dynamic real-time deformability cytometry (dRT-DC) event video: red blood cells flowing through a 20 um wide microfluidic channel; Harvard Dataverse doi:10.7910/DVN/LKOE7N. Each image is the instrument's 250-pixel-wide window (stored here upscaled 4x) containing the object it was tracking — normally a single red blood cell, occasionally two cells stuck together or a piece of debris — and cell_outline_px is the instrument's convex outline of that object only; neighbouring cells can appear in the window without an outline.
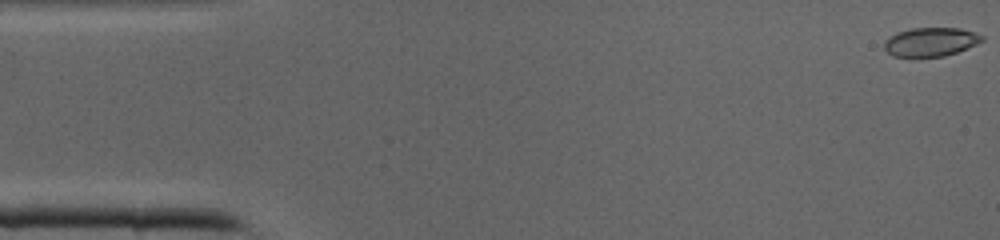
{"species": "common noctule bat (a hibernating species)", "species_latin": "Nyctalus noctula", "temperature_condition": "cold", "stored_images_in_passage": 41, "camera_frame_rate_fps": 3000, "um_per_image_px": 0.085, "animal": {"sex": "male", "body_mass_g": 19.0, "forearm_length_mm": 50.8}, "frame": {"image": 1, "passage_image": 1, "time_ms": 0.0, "image_size_px": [1000, 240], "cell_outline_px": [[984, 40], [976, 44], [956, 52], [944, 56], [892, 56], [884, 48], [884, 40], [896, 32], [912, 28], [960, 28], [976, 32], [984, 36]], "centroid_in_image_um": [79.11, 3.54], "position_along_channel_um": 5.9, "area_um2": 16.36}}
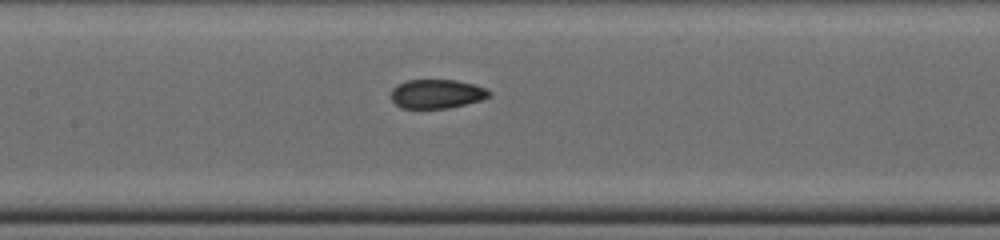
{"frame": {"image": 2, "passage_image": 19, "time_ms": 6.0, "image_size_px": [1000, 240], "cell_outline_px": [[492, 96], [480, 100], [448, 108], [400, 108], [392, 100], [392, 88], [396, 84], [408, 80], [456, 80], [472, 84], [484, 88], [492, 92]], "centroid_in_image_um": [37.11, 7.97], "position_along_channel_um": 170.3, "area_um2": 16.53}}
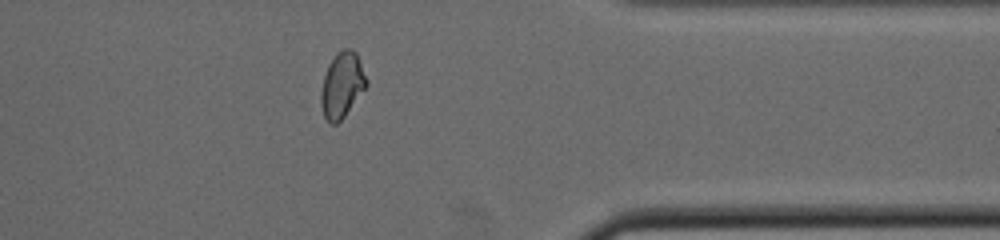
{"frame": {"image": 3, "passage_image": 33, "time_ms": 10.667, "image_size_px": [1000, 240], "cell_outline_px": [[368, 84], [344, 116], [336, 124], [328, 124], [324, 116], [320, 104], [320, 92], [324, 76], [328, 64], [336, 52], [344, 48], [352, 48], [356, 52], [368, 80]], "centroid_in_image_um": [29.06, 7.21], "position_along_channel_um": 382.3, "area_um2": 17.46}}